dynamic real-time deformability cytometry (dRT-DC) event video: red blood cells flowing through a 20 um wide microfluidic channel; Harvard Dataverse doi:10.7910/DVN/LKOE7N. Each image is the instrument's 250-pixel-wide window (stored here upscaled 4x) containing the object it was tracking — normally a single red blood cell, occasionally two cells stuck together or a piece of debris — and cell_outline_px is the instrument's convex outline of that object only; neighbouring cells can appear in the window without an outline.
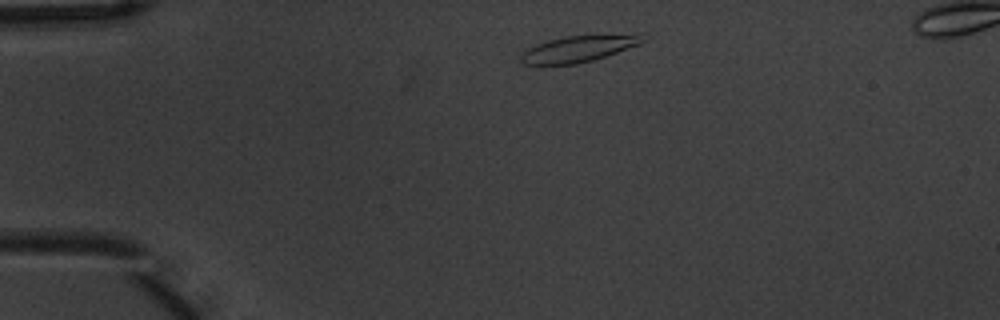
{"species": "common noctule bat (a hibernating species)", "species_latin": "Nyctalus noctula", "temperature_condition": "warm", "stored_images_in_passage": 5, "camera_frame_rate_fps": 3000, "um_per_image_px": 0.085, "animal": {"sex": "male", "body_mass_g": 20.1, "forearm_length_mm": 53.5}, "frame": {"image": 1, "passage_image": 1, "time_ms": 0.0, "image_size_px": [1000, 320], "cell_outline_px": [[652, 36], [648, 40], [640, 44], [592, 60], [576, 64], [540, 68], [524, 64], [520, 60], [520, 56], [528, 48], [536, 44], [548, 40], [568, 36], [636, 32], [644, 32]], "centroid_in_image_um": [49.27, 4.14], "position_along_channel_um": 35.7, "area_um2": 20.0}}